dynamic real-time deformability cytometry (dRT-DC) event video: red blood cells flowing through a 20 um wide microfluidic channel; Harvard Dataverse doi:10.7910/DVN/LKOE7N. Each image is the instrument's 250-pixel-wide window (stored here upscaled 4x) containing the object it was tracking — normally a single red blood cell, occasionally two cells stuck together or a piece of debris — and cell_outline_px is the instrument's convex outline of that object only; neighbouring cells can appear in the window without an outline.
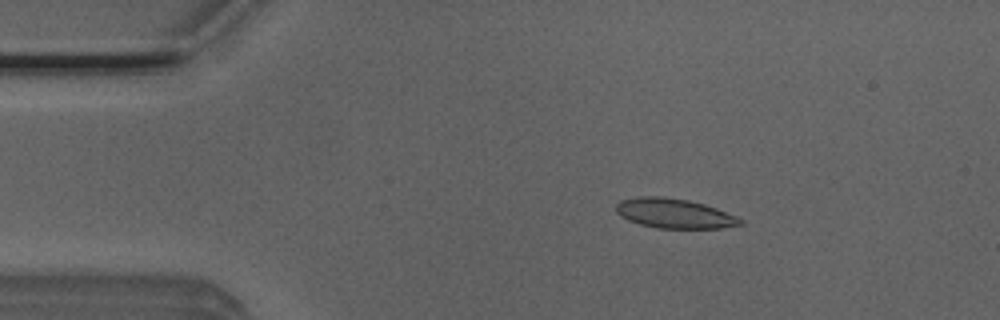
{"species": "Egyptian fruit bat (a non-hibernating species)", "species_latin": "Rousettus aegyptiacus", "temperature_condition": "room temperature", "stored_images_in_passage": 6, "camera_frame_rate_fps": 3000, "um_per_image_px": 0.085, "animal": {"sex": "male"}, "frame": {"image": 1, "passage_image": 2, "time_ms": 0.333, "image_size_px": [1000, 320], "cell_outline_px": [[744, 224], [720, 228], [656, 228], [640, 224], [628, 220], [620, 216], [616, 212], [616, 204], [620, 200], [640, 196], [664, 196], [688, 200], [704, 204], [716, 208], [736, 216], [744, 220]], "centroid_in_image_um": [57.3, 18.14], "position_along_channel_um": 27.7, "area_um2": 21.56}}